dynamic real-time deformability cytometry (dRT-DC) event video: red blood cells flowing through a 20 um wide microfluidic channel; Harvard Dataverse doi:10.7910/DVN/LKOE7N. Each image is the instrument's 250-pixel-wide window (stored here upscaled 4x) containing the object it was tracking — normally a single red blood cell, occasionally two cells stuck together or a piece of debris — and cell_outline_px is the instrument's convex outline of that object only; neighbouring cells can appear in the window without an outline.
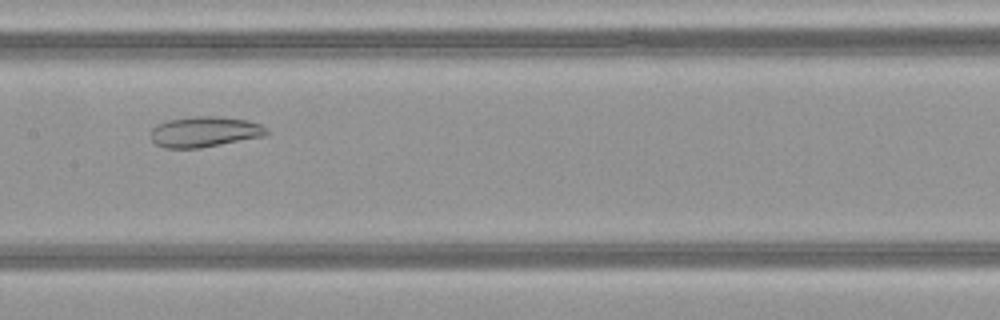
{"species": "common noctule bat (a hibernating species)", "species_latin": "Nyctalus noctula", "temperature_condition": "warm", "stored_images_in_passage": 40, "camera_frame_rate_fps": 3000, "um_per_image_px": 0.085, "animal": {"sex": "female", "body_mass_g": 21.9}, "frame": {"image": 1, "passage_image": 15, "time_ms": 4.667, "image_size_px": [1000, 320], "cell_outline_px": [[268, 132], [264, 136], [200, 148], [164, 148], [156, 144], [152, 140], [152, 128], [156, 124], [168, 120], [196, 116], [220, 116], [248, 120], [260, 124], [268, 128]], "centroid_in_image_um": [17.4, 11.19], "position_along_channel_um": 190.0, "area_um2": 20.63}}
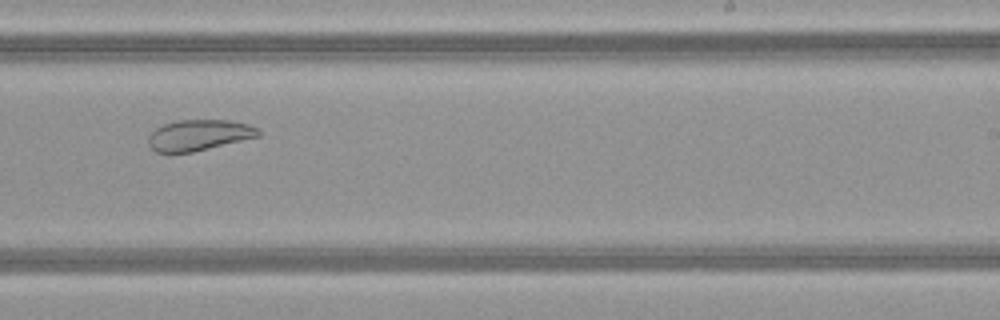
{"frame": {"image": 2, "passage_image": 21, "time_ms": 6.667, "image_size_px": [1000, 320], "cell_outline_px": [[260, 136], [192, 152], [156, 152], [148, 144], [148, 136], [156, 128], [164, 124], [176, 120], [228, 120], [248, 124], [260, 128]], "centroid_in_image_um": [16.92, 11.47], "position_along_channel_um": 272.1, "area_um2": 19.71}}
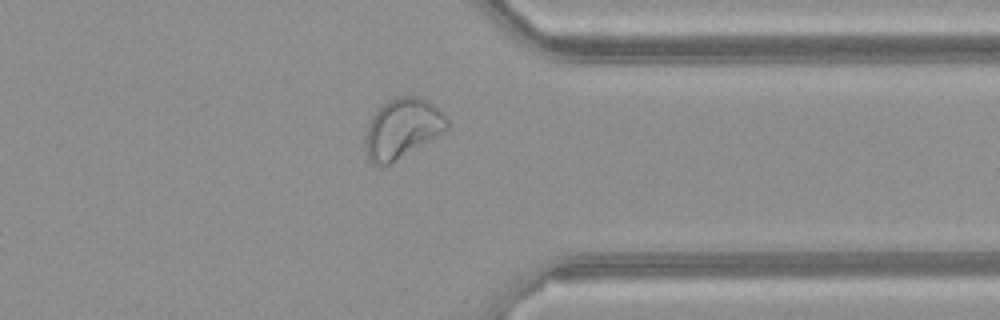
{"frame": {"image": 3, "passage_image": 29, "time_ms": 9.333, "image_size_px": [1000, 320], "cell_outline_px": [[448, 128], [388, 164], [372, 164], [368, 156], [364, 140], [368, 124], [372, 116], [388, 100], [400, 96], [420, 96], [428, 100], [440, 108], [444, 112], [448, 120]], "centroid_in_image_um": [34.2, 10.86], "position_along_channel_um": 377.2, "area_um2": 27.8}, "authors_computed_cell_mechanics": {"area_um2": 26.877, "velocity_mm_per_s": 4.1263, "shape_relaxation_time_tau1_ms": null, "shape_relaxation_time_tau2_ms": 2.3619, "deformation_change_tau1": null, "deformation_change_tau2": 0.0825}}